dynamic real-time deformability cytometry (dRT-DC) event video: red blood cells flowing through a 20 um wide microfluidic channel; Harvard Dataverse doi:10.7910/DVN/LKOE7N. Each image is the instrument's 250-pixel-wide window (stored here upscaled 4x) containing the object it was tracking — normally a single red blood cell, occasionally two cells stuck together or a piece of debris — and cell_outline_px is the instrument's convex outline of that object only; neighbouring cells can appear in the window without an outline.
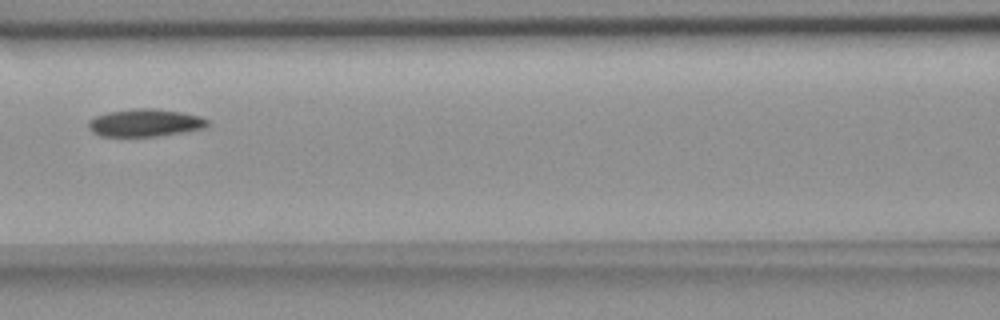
{"species": "common noctule bat (a hibernating species)", "species_latin": "Nyctalus noctula", "temperature_condition": "room temperature", "stored_images_in_passage": 10, "camera_frame_rate_fps": 3000, "um_per_image_px": 0.085, "animal": {"sex": "female", "body_mass_g": 18.4}, "frame": {"image": 1, "passage_image": 6, "time_ms": 6.0, "image_size_px": [1000, 320], "cell_outline_px": [[208, 124], [204, 128], [184, 132], [156, 136], [100, 136], [92, 132], [88, 128], [88, 120], [96, 116], [108, 112], [136, 108], [152, 108], [184, 112], [200, 116], [208, 120]], "centroid_in_image_um": [12.32, 10.43], "position_along_channel_um": 154.3, "area_um2": 19.19}}
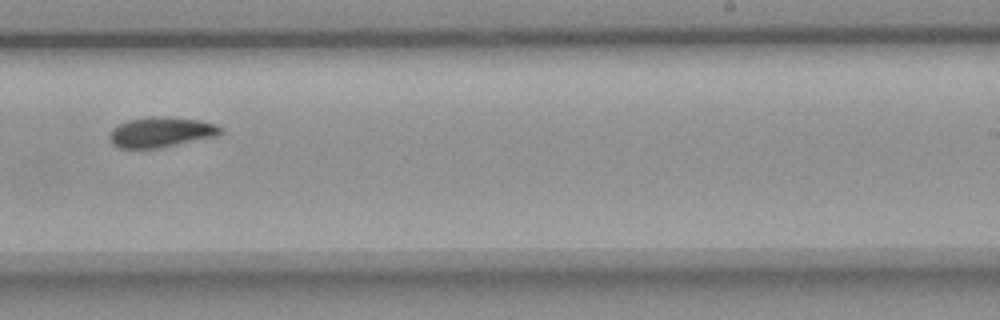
{"frame": {"image": 2, "passage_image": 9, "time_ms": 9.333, "image_size_px": [1000, 320], "cell_outline_px": [[224, 132], [216, 136], [156, 148], [120, 148], [112, 144], [112, 128], [116, 124], [128, 120], [152, 116], [168, 116], [200, 120], [216, 124]], "centroid_in_image_um": [13.7, 11.21], "position_along_channel_um": 275.3, "area_um2": 19.36}}
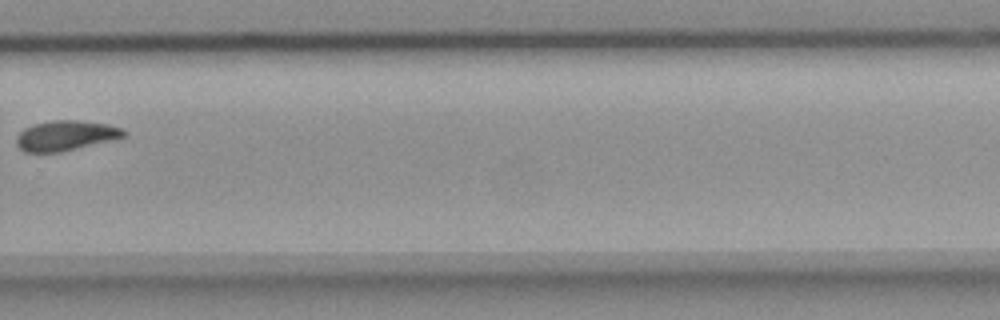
{"frame": {"image": 3, "passage_image": 10, "time_ms": 10.667, "image_size_px": [1000, 320], "cell_outline_px": [[128, 132], [124, 136], [60, 152], [24, 152], [16, 144], [16, 136], [24, 128], [32, 124], [52, 120], [80, 120], [108, 124], [124, 128]], "centroid_in_image_um": [5.55, 11.5], "position_along_channel_um": 324.2, "area_um2": 18.73}}